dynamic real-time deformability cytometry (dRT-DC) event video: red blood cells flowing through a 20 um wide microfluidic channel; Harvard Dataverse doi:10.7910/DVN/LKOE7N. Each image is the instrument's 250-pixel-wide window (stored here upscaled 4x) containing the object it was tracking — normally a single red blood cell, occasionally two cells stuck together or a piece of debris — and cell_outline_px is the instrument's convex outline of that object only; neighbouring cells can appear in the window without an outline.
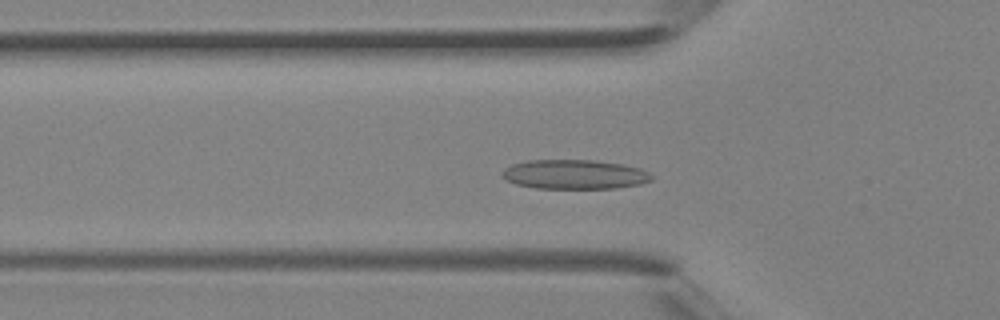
{"species": "Egyptian fruit bat (a non-hibernating species)", "species_latin": "Rousettus aegyptiacus", "temperature_condition": "room temperature", "stored_images_in_passage": 38, "camera_frame_rate_fps": 3000, "um_per_image_px": 0.085, "animal": {"sex": "female"}, "frame": {"image": 1, "passage_image": 11, "time_ms": 3.333, "image_size_px": [1000, 320], "cell_outline_px": [[652, 180], [640, 184], [616, 188], [536, 188], [516, 184], [504, 180], [500, 176], [500, 172], [504, 168], [512, 164], [528, 160], [592, 160], [620, 164], [640, 168], [648, 172], [652, 176]], "centroid_in_image_um": [48.77, 14.82], "position_along_channel_um": 77.0, "area_um2": 25.66}}
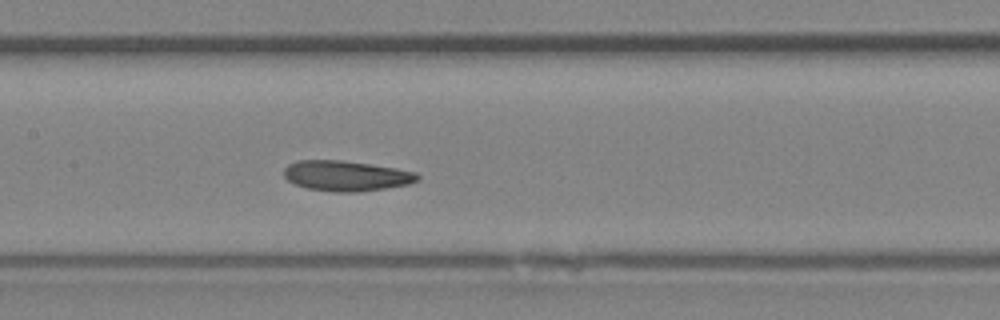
{"frame": {"image": 2, "passage_image": 17, "time_ms": 5.333, "image_size_px": [1000, 320], "cell_outline_px": [[420, 180], [408, 184], [384, 188], [356, 192], [332, 192], [308, 188], [296, 184], [288, 180], [284, 176], [284, 168], [288, 164], [296, 160], [344, 160], [372, 164], [396, 168], [416, 172], [420, 176]], "centroid_in_image_um": [29.43, 14.93], "position_along_channel_um": 178.0, "area_um2": 23.7}}
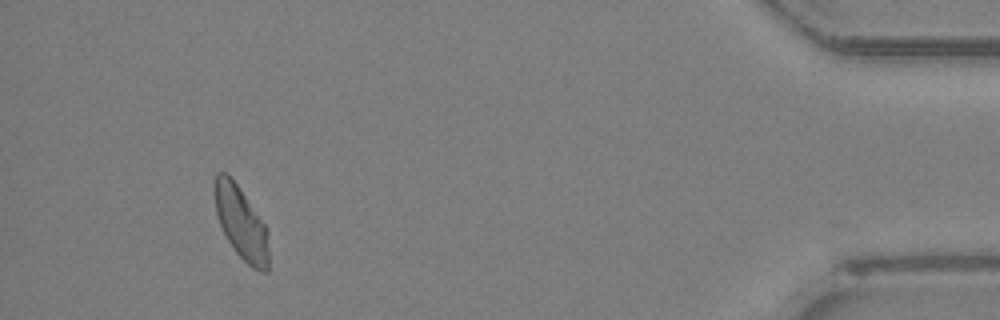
{"frame": {"image": 3, "passage_image": 35, "time_ms": 11.333, "image_size_px": [1000, 320], "cell_outline_px": [[268, 272], [264, 272], [252, 268], [236, 252], [228, 240], [220, 224], [216, 212], [216, 172], [228, 172], [240, 188], [264, 224], [268, 232]], "centroid_in_image_um": [20.52, 18.96], "position_along_channel_um": 414.7, "area_um2": 22.43}}